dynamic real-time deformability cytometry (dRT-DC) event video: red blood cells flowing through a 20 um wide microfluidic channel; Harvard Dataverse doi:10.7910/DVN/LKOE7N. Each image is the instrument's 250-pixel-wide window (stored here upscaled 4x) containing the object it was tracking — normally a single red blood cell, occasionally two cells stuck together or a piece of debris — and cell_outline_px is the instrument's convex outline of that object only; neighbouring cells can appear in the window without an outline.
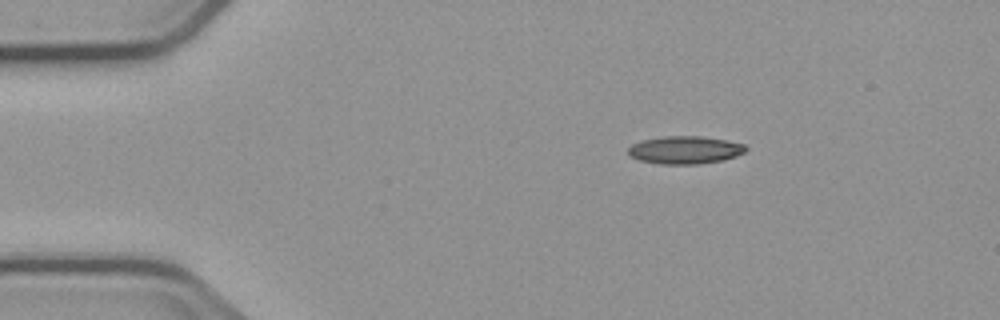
{"species": "common noctule bat (a hibernating species)", "species_latin": "Nyctalus noctula", "temperature_condition": "cold", "stored_images_in_passage": 3, "camera_frame_rate_fps": 3000, "um_per_image_px": 0.085, "animal": {"sex": "male", "body_mass_g": 23.1, "forearm_length_mm": 52.7}, "frame": {"image": 1, "passage_image": 2, "time_ms": 1.667, "image_size_px": [1000, 320], "cell_outline_px": [[748, 148], [744, 152], [736, 156], [724, 160], [700, 164], [656, 164], [640, 160], [628, 156], [628, 148], [632, 144], [640, 140], [664, 136], [700, 136], [728, 140], [744, 144]], "centroid_in_image_um": [58.21, 12.75], "position_along_channel_um": 26.8, "area_um2": 19.31}}